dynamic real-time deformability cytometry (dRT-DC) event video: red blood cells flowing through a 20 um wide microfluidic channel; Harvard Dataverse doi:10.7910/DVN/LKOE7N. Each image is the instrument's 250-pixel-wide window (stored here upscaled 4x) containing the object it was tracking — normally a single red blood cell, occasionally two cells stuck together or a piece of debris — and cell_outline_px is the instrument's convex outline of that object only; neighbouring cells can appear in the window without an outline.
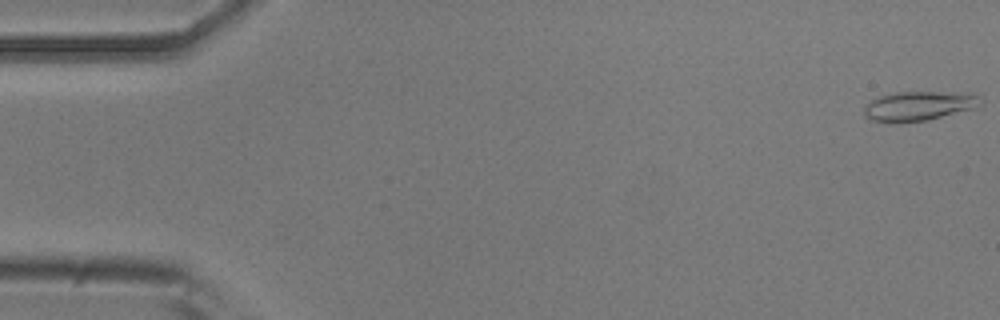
{"species": "common noctule bat (a hibernating species)", "species_latin": "Nyctalus noctula", "temperature_condition": "room temperature", "stored_images_in_passage": 53, "camera_frame_rate_fps": 3000, "um_per_image_px": 0.085, "animal": {"sex": "male", "body_mass_g": 20.5, "forearm_length_mm": 52.5}, "frame": {"image": 1, "passage_image": 1, "time_ms": 0.0, "image_size_px": [1000, 320], "cell_outline_px": [[984, 100], [972, 108], [928, 120], [900, 124], [888, 124], [872, 120], [864, 116], [864, 108], [872, 100], [880, 96], [896, 92], [976, 92]], "centroid_in_image_um": [78.09, 9.02], "position_along_channel_um": 6.9, "area_um2": 20.35}}
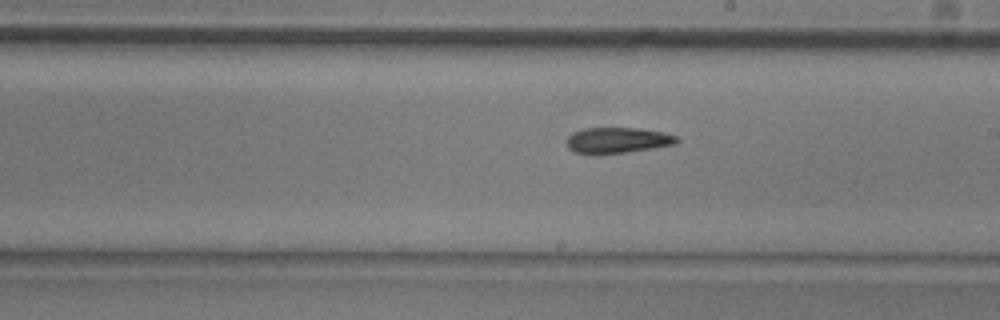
{"frame": {"image": 2, "passage_image": 30, "time_ms": 9.667, "image_size_px": [1000, 320], "cell_outline_px": [[680, 140], [676, 144], [628, 152], [600, 156], [596, 156], [572, 152], [568, 148], [568, 136], [572, 132], [584, 128], [640, 128], [664, 132], [676, 136]], "centroid_in_image_um": [52.46, 11.95], "position_along_channel_um": 236.5, "area_um2": 17.05}}
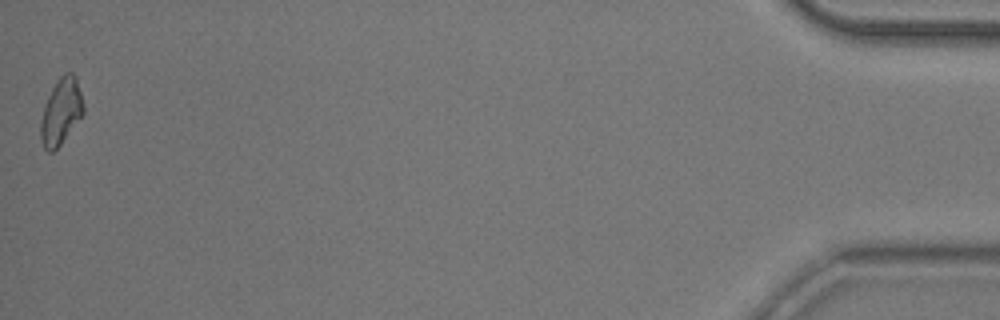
{"frame": {"image": 3, "passage_image": 53, "time_ms": 17.333, "image_size_px": [1000, 320], "cell_outline_px": [[84, 112], [60, 144], [52, 152], [48, 152], [44, 148], [40, 140], [40, 124], [44, 108], [48, 96], [52, 88], [60, 76], [64, 72], [72, 72], [76, 76], [84, 108]], "centroid_in_image_um": [5.17, 9.47], "position_along_channel_um": 430.0, "area_um2": 16.18}}